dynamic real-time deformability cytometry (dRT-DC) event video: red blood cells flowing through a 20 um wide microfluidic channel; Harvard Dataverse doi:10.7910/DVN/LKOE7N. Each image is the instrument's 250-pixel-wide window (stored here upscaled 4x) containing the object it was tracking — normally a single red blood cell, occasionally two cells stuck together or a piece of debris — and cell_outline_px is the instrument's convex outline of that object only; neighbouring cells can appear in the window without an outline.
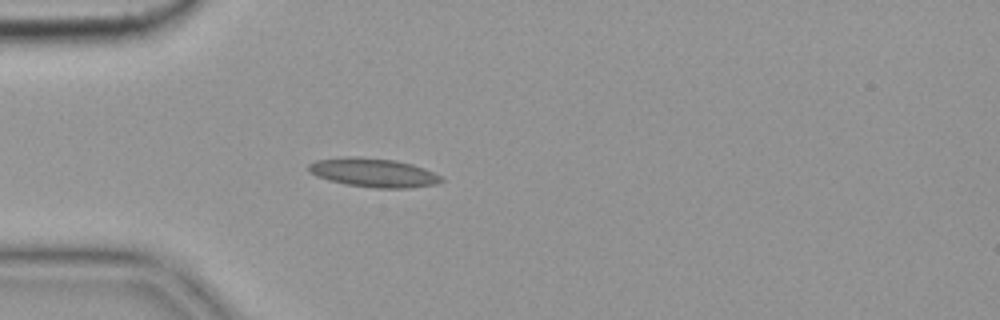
{"species": "common noctule bat (a hibernating species)", "species_latin": "Nyctalus noctula", "temperature_condition": "cold", "stored_images_in_passage": 3, "camera_frame_rate_fps": 3000, "um_per_image_px": 0.085, "animal": {"sex": "female", "body_mass_g": 19.9}, "frame": {"image": 1, "passage_image": 3, "time_ms": 0.667, "image_size_px": [1000, 320], "cell_outline_px": [[444, 180], [436, 184], [408, 188], [376, 188], [348, 184], [328, 180], [316, 176], [308, 172], [308, 164], [316, 160], [344, 156], [360, 156], [396, 160], [412, 164], [424, 168], [444, 176]], "centroid_in_image_um": [31.75, 14.66], "position_along_channel_um": 53.3, "area_um2": 22.6}}